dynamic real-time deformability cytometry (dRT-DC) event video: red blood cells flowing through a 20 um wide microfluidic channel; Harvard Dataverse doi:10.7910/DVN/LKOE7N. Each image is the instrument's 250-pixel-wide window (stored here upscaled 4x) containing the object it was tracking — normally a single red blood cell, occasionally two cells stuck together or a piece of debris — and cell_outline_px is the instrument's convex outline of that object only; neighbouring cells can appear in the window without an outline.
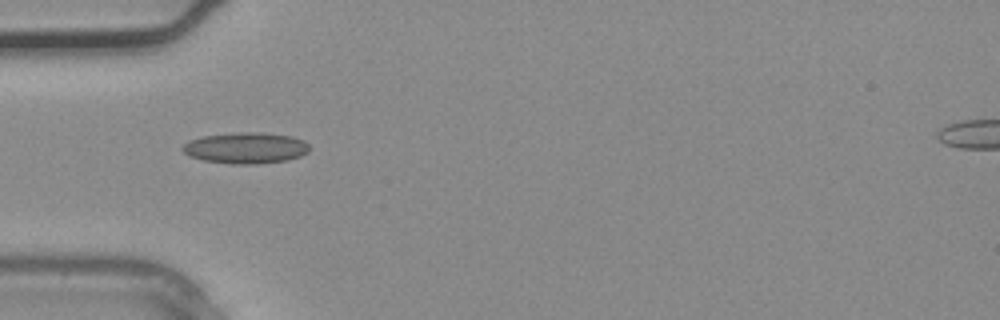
{"species": "common noctule bat (a hibernating species)", "species_latin": "Nyctalus noctula", "temperature_condition": "warm", "stored_images_in_passage": 3, "camera_frame_rate_fps": 3000, "um_per_image_px": 0.085, "animal": {"sex": "male", "body_mass_g": 20.4}, "frame": {"image": 1, "passage_image": 3, "time_ms": 0.667, "image_size_px": [1000, 320], "cell_outline_px": [[308, 152], [300, 156], [288, 160], [256, 164], [232, 164], [204, 160], [188, 156], [180, 148], [188, 140], [200, 136], [240, 132], [256, 132], [292, 136], [304, 140], [308, 144]], "centroid_in_image_um": [20.86, 12.57], "position_along_channel_um": 64.1, "area_um2": 23.12}}